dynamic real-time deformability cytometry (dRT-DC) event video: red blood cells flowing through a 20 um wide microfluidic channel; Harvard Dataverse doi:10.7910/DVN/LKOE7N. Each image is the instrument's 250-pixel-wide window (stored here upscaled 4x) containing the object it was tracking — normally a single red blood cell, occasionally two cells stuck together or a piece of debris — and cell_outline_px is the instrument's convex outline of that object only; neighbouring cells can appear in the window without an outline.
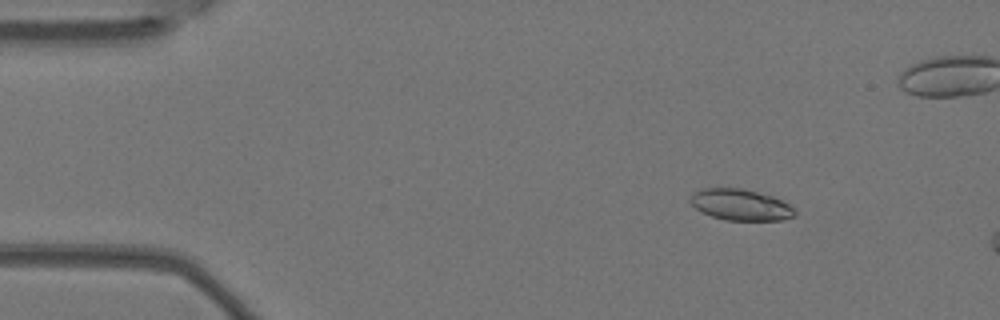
{"species": "Egyptian fruit bat (a non-hibernating species)", "species_latin": "Rousettus aegyptiacus", "temperature_condition": "warm", "stored_images_in_passage": 5, "camera_frame_rate_fps": 3000, "um_per_image_px": 0.085, "animal": {"sex": "female"}, "frame": {"image": 1, "passage_image": 3, "time_ms": 0.667, "image_size_px": [1000, 320], "cell_outline_px": [[796, 216], [784, 220], [724, 220], [700, 212], [688, 200], [692, 192], [700, 188], [744, 188], [772, 196], [788, 204], [796, 212]], "centroid_in_image_um": [62.91, 17.4], "position_along_channel_um": 22.1, "area_um2": 19.19}}